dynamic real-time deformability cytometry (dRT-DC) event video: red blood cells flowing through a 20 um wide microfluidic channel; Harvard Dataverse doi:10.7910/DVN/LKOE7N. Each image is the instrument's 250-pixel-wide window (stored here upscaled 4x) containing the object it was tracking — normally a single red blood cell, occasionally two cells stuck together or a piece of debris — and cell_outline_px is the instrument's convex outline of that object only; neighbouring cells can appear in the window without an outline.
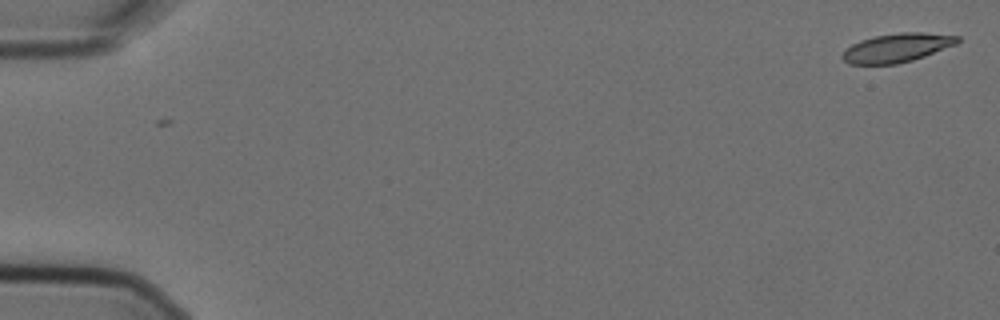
{"species": "Egyptian fruit bat (a non-hibernating species)", "species_latin": "Rousettus aegyptiacus", "temperature_condition": "cold", "stored_images_in_passage": 2, "camera_frame_rate_fps": 3000, "um_per_image_px": 0.085, "animal": {"sex": "female"}, "frame": {"image": 1, "passage_image": 2, "time_ms": 0.333, "image_size_px": [1000, 320], "cell_outline_px": [[960, 40], [956, 44], [924, 56], [912, 60], [896, 64], [848, 64], [840, 56], [852, 44], [860, 40], [872, 36], [900, 32], [924, 32], [960, 36]], "centroid_in_image_um": [76.23, 4.05], "position_along_channel_um": 8.8, "area_um2": 19.31}}